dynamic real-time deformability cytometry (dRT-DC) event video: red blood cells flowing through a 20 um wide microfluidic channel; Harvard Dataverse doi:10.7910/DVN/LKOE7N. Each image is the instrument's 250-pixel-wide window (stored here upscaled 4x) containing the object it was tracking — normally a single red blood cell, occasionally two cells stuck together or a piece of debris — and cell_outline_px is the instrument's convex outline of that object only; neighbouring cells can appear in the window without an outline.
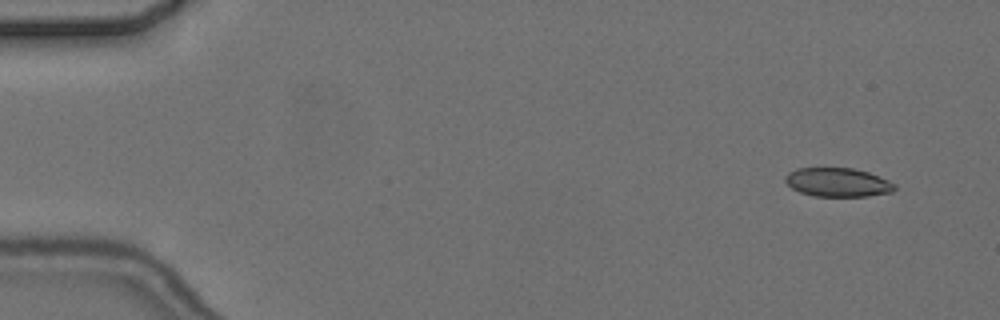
{"species": "common noctule bat (a hibernating species)", "species_latin": "Nyctalus noctula", "temperature_condition": "cold", "stored_images_in_passage": 5, "camera_frame_rate_fps": 3000, "um_per_image_px": 0.085, "animal": {"sex": "female", "body_mass_g": 24.6, "forearm_length_mm": 56.2}, "frame": {"image": 1, "passage_image": 1, "time_ms": 0.0, "image_size_px": [1000, 320], "cell_outline_px": [[896, 188], [892, 192], [868, 196], [816, 196], [800, 192], [792, 188], [784, 180], [784, 176], [788, 172], [796, 168], [852, 168], [868, 172], [888, 180], [896, 184]], "centroid_in_image_um": [71.2, 15.49], "position_along_channel_um": 13.8, "area_um2": 18.38}}
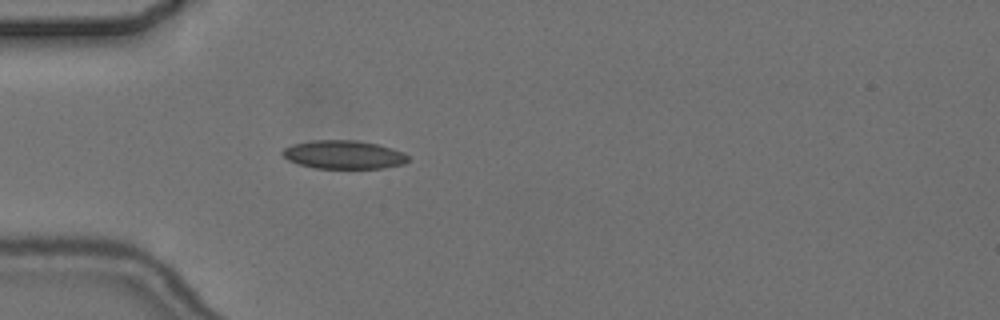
{"frame": {"image": 2, "passage_image": 4, "time_ms": 4.333, "image_size_px": [1000, 320], "cell_outline_px": [[408, 160], [404, 164], [384, 168], [316, 168], [300, 164], [288, 160], [280, 152], [284, 148], [292, 144], [312, 140], [356, 140], [376, 144], [392, 148], [404, 152], [408, 156]], "centroid_in_image_um": [29.21, 13.14], "position_along_channel_um": 55.8, "area_um2": 20.81}}